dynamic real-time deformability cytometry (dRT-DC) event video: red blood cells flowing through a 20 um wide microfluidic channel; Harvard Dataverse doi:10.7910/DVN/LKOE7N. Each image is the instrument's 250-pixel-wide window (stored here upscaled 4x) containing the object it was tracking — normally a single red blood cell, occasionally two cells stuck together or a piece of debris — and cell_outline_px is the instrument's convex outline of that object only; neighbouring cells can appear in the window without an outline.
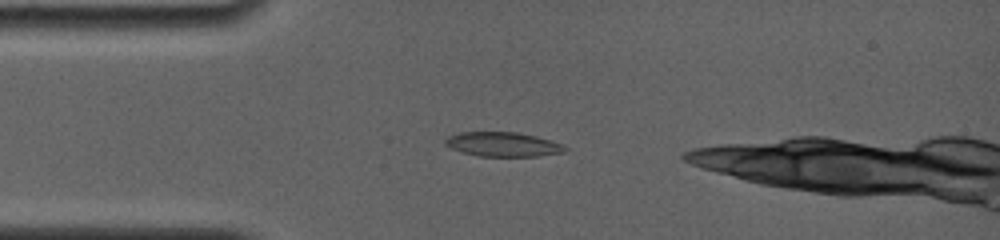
{"species": "common noctule bat (a hibernating species)", "species_latin": "Nyctalus noctula", "temperature_condition": "room temperature", "stored_images_in_passage": 28, "camera_frame_rate_fps": 4000, "um_per_image_px": 0.085, "animal": {"sex": "female", "body_mass_g": 19.0, "forearm_length_mm": 56.7}, "frame": {"image": 1, "passage_image": 5, "time_ms": 2.0, "image_size_px": [1000, 240], "cell_outline_px": [[568, 148], [564, 152], [536, 156], [476, 156], [460, 152], [444, 144], [444, 140], [448, 136], [460, 132], [516, 132], [536, 136], [552, 140]], "centroid_in_image_um": [42.71, 12.27], "position_along_channel_um": 42.3, "area_um2": 17.05}}
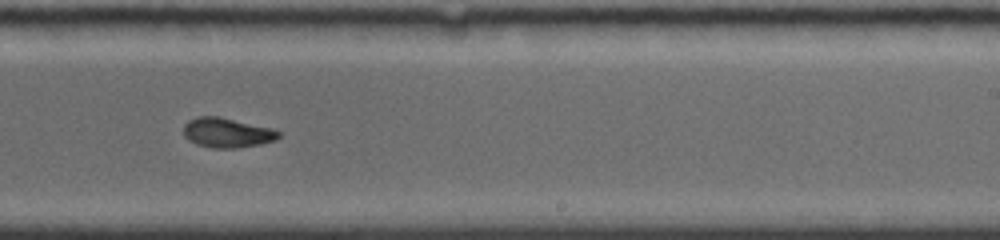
{"frame": {"image": 2, "passage_image": 18, "time_ms": 8.25, "image_size_px": [1000, 240], "cell_outline_px": [[280, 136], [276, 140], [260, 144], [236, 148], [212, 148], [196, 144], [188, 140], [184, 136], [184, 124], [188, 120], [200, 116], [216, 116], [272, 128], [280, 132]], "centroid_in_image_um": [19.29, 11.29], "position_along_channel_um": 269.7, "area_um2": 16.42}}
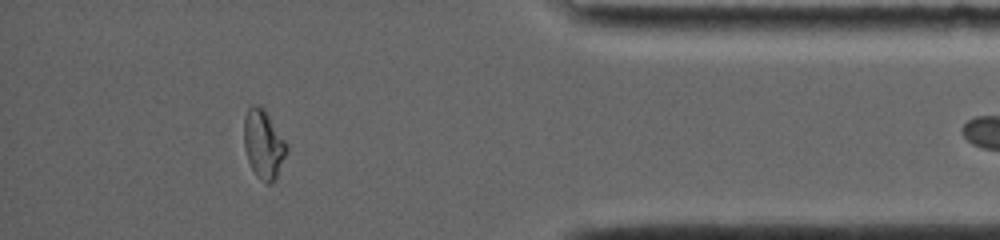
{"frame": {"image": 3, "passage_image": 27, "time_ms": 12.5, "image_size_px": [1000, 240], "cell_outline_px": [[288, 152], [276, 180], [272, 184], [268, 184], [260, 180], [256, 176], [248, 160], [244, 148], [244, 116], [248, 108], [252, 104], [256, 104], [264, 108], [288, 144]], "centroid_in_image_um": [22.42, 12.27], "position_along_channel_um": 412.8, "area_um2": 17.51}}